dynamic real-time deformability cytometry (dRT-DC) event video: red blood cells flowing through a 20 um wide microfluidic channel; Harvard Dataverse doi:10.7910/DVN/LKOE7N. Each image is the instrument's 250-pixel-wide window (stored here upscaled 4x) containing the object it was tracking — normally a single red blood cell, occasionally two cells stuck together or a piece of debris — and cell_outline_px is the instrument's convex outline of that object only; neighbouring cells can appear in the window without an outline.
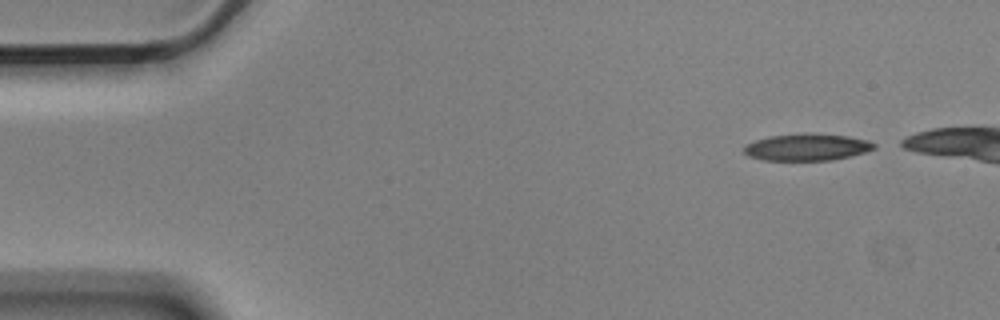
{"species": "Egyptian fruit bat (a non-hibernating species)", "species_latin": "Rousettus aegyptiacus", "temperature_condition": "cold", "stored_images_in_passage": 5, "camera_frame_rate_fps": 3000, "um_per_image_px": 0.085, "animal": {"sex": "male"}, "frame": {"image": 1, "passage_image": 1, "time_ms": 0.0, "image_size_px": [1000, 320], "cell_outline_px": [[876, 148], [864, 152], [832, 160], [764, 160], [748, 156], [744, 152], [744, 144], [768, 136], [848, 136], [868, 140], [876, 144]], "centroid_in_image_um": [68.57, 12.55], "position_along_channel_um": 16.4, "area_um2": 19.36}}
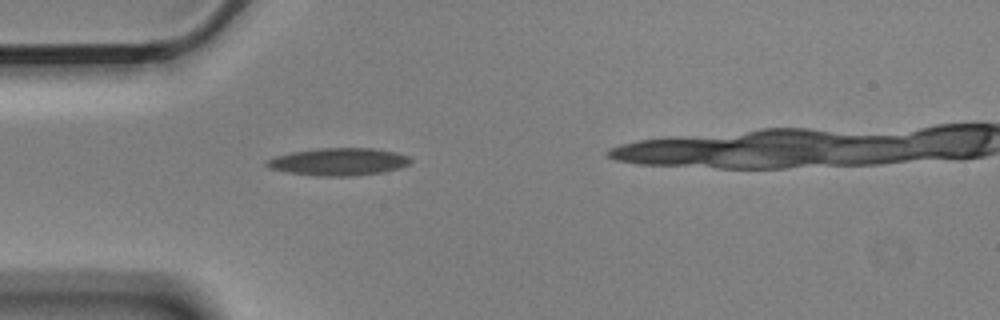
{"frame": {"image": 2, "passage_image": 4, "time_ms": 1.0, "image_size_px": [1000, 320], "cell_outline_px": [[412, 160], [408, 164], [400, 168], [384, 172], [352, 176], [316, 176], [288, 172], [268, 168], [264, 164], [264, 160], [276, 156], [292, 152], [320, 148], [372, 148], [396, 152], [408, 156]], "centroid_in_image_um": [28.76, 13.75], "position_along_channel_um": 56.2, "area_um2": 23.12}}